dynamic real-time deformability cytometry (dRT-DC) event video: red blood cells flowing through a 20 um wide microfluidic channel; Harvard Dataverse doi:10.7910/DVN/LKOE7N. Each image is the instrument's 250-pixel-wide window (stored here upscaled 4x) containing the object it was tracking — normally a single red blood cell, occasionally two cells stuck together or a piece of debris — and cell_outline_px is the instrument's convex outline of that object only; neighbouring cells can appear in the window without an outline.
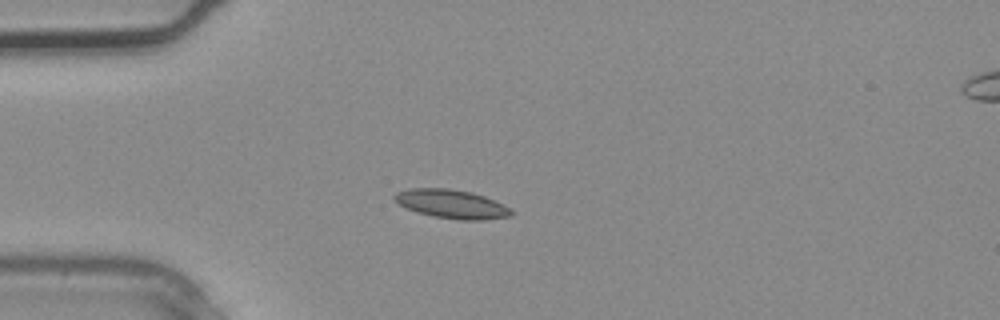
{"species": "common noctule bat (a hibernating species)", "species_latin": "Nyctalus noctula", "temperature_condition": "warm", "stored_images_in_passage": 2, "camera_frame_rate_fps": 3000, "um_per_image_px": 0.085, "animal": {"sex": "male", "body_mass_g": 20.4}, "frame": {"image": 1, "passage_image": 1, "time_ms": 0.0, "image_size_px": [1000, 320], "cell_outline_px": [[512, 216], [480, 220], [460, 220], [432, 216], [416, 212], [400, 204], [392, 196], [396, 192], [408, 188], [448, 188], [472, 192], [484, 196], [504, 204], [512, 212]], "centroid_in_image_um": [38.38, 17.33], "position_along_channel_um": 46.6, "area_um2": 19.54}}